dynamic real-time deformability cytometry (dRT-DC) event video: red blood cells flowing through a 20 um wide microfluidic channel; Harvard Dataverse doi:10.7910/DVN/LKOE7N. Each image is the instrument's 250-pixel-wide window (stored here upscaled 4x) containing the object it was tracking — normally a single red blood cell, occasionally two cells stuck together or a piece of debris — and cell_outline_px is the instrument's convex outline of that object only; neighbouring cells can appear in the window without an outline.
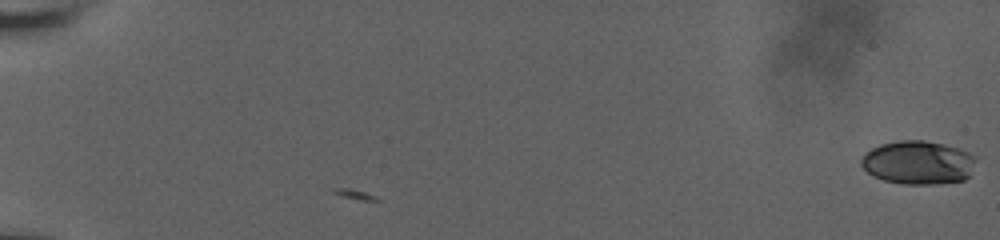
{"species": "human", "species_latin": "Homo sapiens", "temperature_condition": "room temperature", "stored_images_in_passage": 30, "camera_frame_rate_fps": 3000, "um_per_image_px": 0.085, "donor": {"sex": "male"}, "frame": {"image": 1, "passage_image": 1, "time_ms": 0.0, "image_size_px": [1000, 240], "cell_outline_px": [[976, 156], [968, 176], [964, 180], [932, 184], [904, 184], [884, 180], [872, 176], [860, 164], [860, 160], [864, 152], [880, 144], [896, 140], [924, 140], [944, 144], [968, 152]], "centroid_in_image_um": [77.98, 13.8], "position_along_channel_um": 7.0, "area_um2": 29.07}}
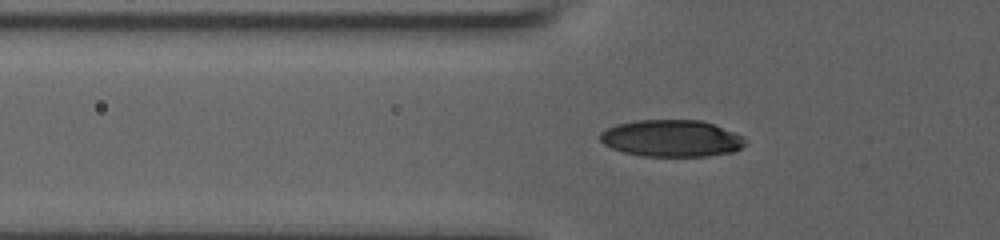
{"frame": {"image": 2, "passage_image": 22, "time_ms": 7.667, "image_size_px": [1000, 240], "cell_outline_px": [[748, 144], [732, 152], [708, 156], [640, 156], [624, 152], [612, 148], [604, 144], [600, 140], [600, 132], [616, 124], [636, 120], [700, 120], [712, 124], [732, 132], [740, 136]], "centroid_in_image_um": [57.04, 11.76], "position_along_channel_um": 68.8, "area_um2": 30.98}}
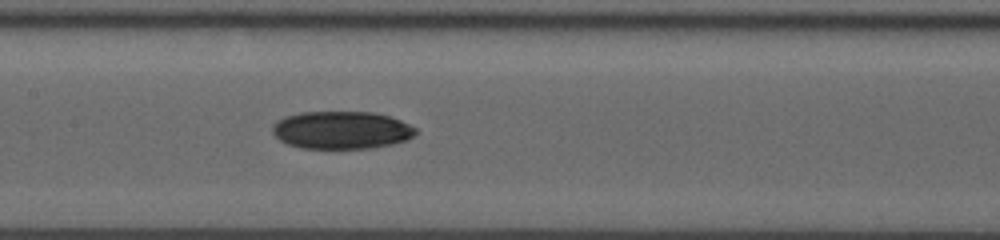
{"frame": {"image": 3, "passage_image": 30, "time_ms": 10.667, "image_size_px": [1000, 240], "cell_outline_px": [[416, 136], [408, 140], [392, 144], [372, 148], [300, 148], [288, 144], [280, 140], [272, 132], [272, 124], [284, 116], [300, 112], [372, 112], [388, 116], [400, 120], [416, 128]], "centroid_in_image_um": [29.03, 11.06], "position_along_channel_um": 178.4, "area_um2": 31.62}}